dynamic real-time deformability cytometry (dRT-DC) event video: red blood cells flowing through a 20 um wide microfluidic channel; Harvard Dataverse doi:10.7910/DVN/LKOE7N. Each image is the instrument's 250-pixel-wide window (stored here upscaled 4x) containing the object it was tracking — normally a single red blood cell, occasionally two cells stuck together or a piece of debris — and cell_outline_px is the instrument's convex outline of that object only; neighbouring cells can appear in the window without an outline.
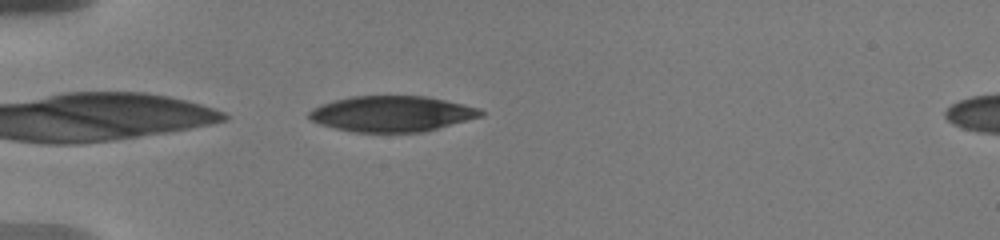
{"species": "human", "species_latin": "Homo sapiens", "temperature_condition": "warm", "stored_images_in_passage": 22, "camera_frame_rate_fps": 3000, "um_per_image_px": 0.085, "donor": {"sex": "male"}, "frame": {"image": 1, "passage_image": 1, "time_ms": 0.0, "image_size_px": [1000, 240], "cell_outline_px": [[484, 116], [424, 132], [356, 132], [336, 128], [320, 124], [312, 120], [308, 116], [308, 112], [312, 108], [320, 104], [352, 96], [428, 96], [464, 104], [480, 108], [484, 112]], "centroid_in_image_um": [33.35, 9.67], "position_along_channel_um": 51.7, "area_um2": 35.84}}
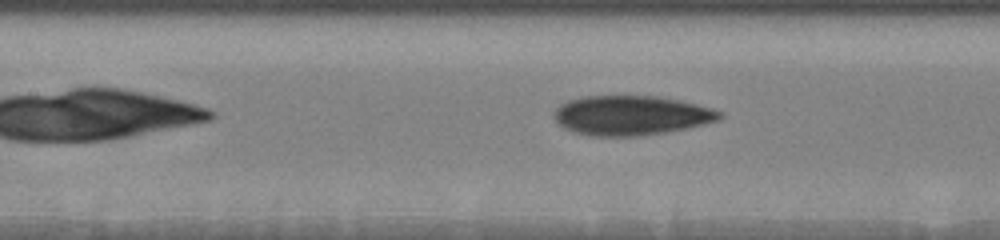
{"frame": {"image": 2, "passage_image": 10, "time_ms": 3.333, "image_size_px": [1000, 240], "cell_outline_px": [[724, 116], [720, 120], [688, 128], [668, 132], [644, 136], [592, 136], [572, 132], [564, 128], [552, 116], [552, 112], [560, 104], [568, 100], [584, 96], [656, 96], [680, 100], [712, 108], [724, 112]], "centroid_in_image_um": [53.66, 9.81], "position_along_channel_um": 153.7, "area_um2": 38.67}}
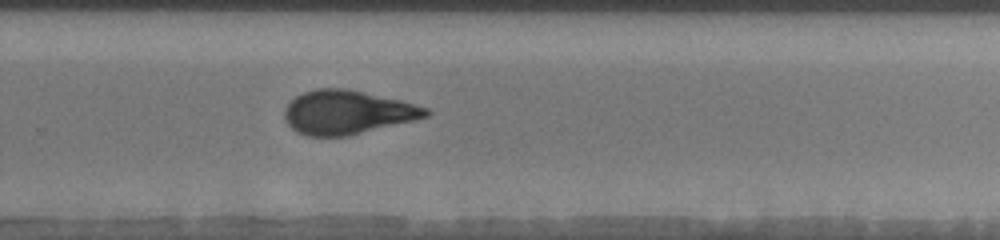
{"frame": {"image": 3, "passage_image": 22, "time_ms": 7.333, "image_size_px": [1000, 240], "cell_outline_px": [[432, 112], [428, 116], [348, 136], [308, 136], [296, 132], [288, 124], [284, 116], [284, 108], [296, 96], [304, 92], [316, 88], [348, 88], [400, 100], [428, 108]], "centroid_in_image_um": [29.49, 9.54], "position_along_channel_um": 300.3, "area_um2": 35.95}}